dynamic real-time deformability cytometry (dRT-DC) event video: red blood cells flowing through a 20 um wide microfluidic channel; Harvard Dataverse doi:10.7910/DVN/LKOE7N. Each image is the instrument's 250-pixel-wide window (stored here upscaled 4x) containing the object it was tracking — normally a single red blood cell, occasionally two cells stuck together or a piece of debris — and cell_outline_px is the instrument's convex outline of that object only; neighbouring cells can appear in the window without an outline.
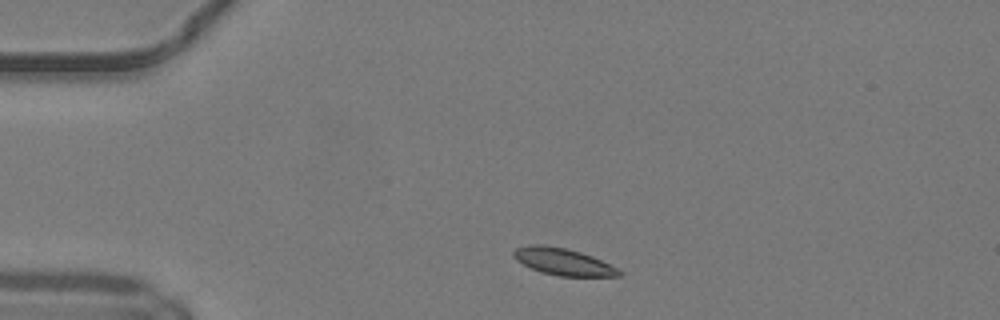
{"species": "common noctule bat (a hibernating species)", "species_latin": "Nyctalus noctula", "temperature_condition": "warm", "stored_images_in_passage": 42, "camera_frame_rate_fps": 3000, "um_per_image_px": 0.085, "animal": {"sex": "male", "body_mass_g": 19.2, "forearm_length_mm": 51.8}, "frame": {"image": 1, "passage_image": 3, "time_ms": 0.667, "image_size_px": [1000, 320], "cell_outline_px": [[624, 272], [620, 276], [560, 276], [540, 272], [516, 260], [512, 256], [512, 252], [516, 248], [532, 244], [544, 244], [564, 248], [580, 252], [592, 256]], "centroid_in_image_um": [47.83, 22.24], "position_along_channel_um": 37.2, "area_um2": 16.42}}
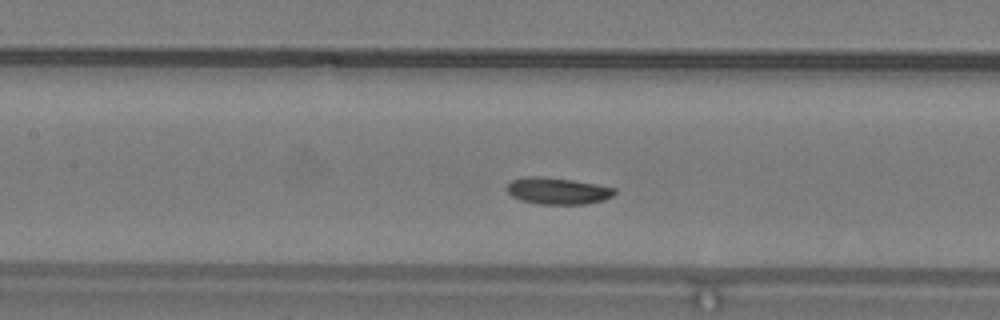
{"frame": {"image": 2, "passage_image": 15, "time_ms": 4.667, "image_size_px": [1000, 320], "cell_outline_px": [[616, 192], [612, 196], [604, 200], [588, 204], [536, 204], [520, 200], [512, 196], [508, 192], [508, 184], [512, 180], [524, 176], [540, 176], [572, 180], [596, 184], [616, 188]], "centroid_in_image_um": [47.41, 16.23], "position_along_channel_um": 160.0, "area_um2": 16.82}}
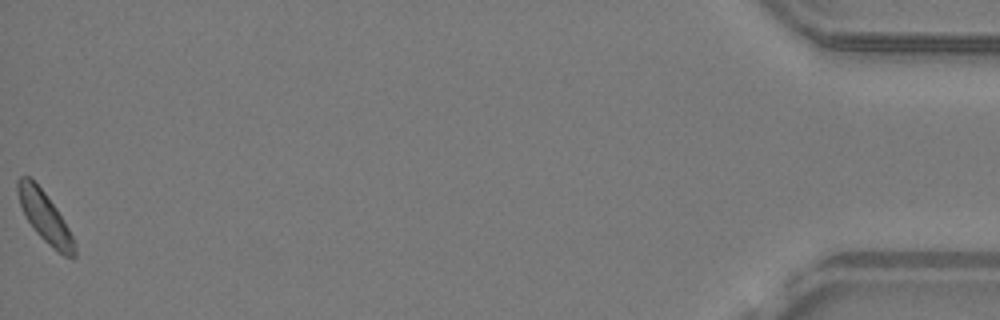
{"frame": {"image": 3, "passage_image": 42, "time_ms": 13.667, "image_size_px": [1000, 320], "cell_outline_px": [[76, 256], [72, 260], [64, 256], [48, 244], [36, 232], [28, 220], [20, 204], [16, 192], [16, 180], [20, 176], [28, 176], [44, 192], [56, 208], [64, 220], [72, 236], [76, 248]], "centroid_in_image_um": [3.82, 18.46], "position_along_channel_um": 431.4, "area_um2": 16.47}, "authors_computed_cell_mechanics": {"area_um2": 16.473, "velocity_mm_per_s": 4.126, "shape_relaxation_time_tau1_ms": 1.583, "shape_relaxation_time_tau2_ms": null, "deformation_change_tau1": 0.0579, "deformation_change_tau2": null}}